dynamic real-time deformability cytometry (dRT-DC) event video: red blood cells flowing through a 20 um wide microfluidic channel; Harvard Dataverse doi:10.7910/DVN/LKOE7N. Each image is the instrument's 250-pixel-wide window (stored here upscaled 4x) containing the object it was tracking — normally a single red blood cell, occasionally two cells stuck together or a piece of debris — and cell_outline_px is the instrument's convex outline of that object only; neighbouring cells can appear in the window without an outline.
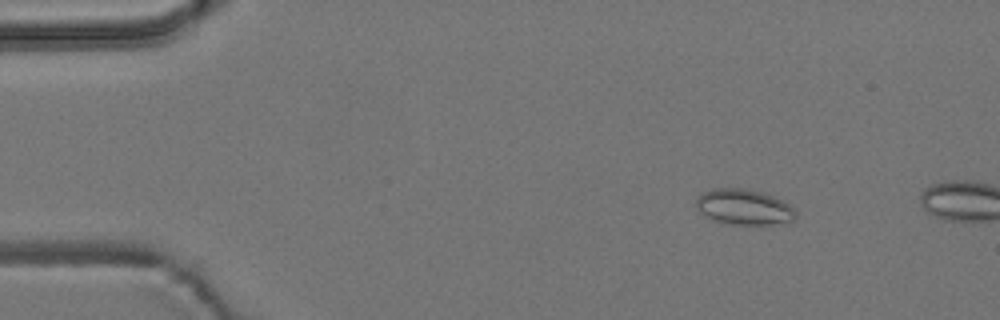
{"species": "common noctule bat (a hibernating species)", "species_latin": "Nyctalus noctula", "temperature_condition": "room temperature", "stored_images_in_passage": 2, "camera_frame_rate_fps": 3000, "um_per_image_px": 0.085, "animal": {"sex": "male", "body_mass_g": 19.2, "forearm_length_mm": 51.8}, "frame": {"image": 1, "passage_image": 1, "time_ms": 0.0, "image_size_px": [1000, 320], "cell_outline_px": [[796, 220], [772, 224], [732, 224], [712, 220], [704, 216], [700, 212], [696, 204], [696, 200], [704, 192], [712, 188], [748, 188], [784, 200], [796, 212]], "centroid_in_image_um": [63.23, 17.59], "position_along_channel_um": 21.8, "area_um2": 20.58}}